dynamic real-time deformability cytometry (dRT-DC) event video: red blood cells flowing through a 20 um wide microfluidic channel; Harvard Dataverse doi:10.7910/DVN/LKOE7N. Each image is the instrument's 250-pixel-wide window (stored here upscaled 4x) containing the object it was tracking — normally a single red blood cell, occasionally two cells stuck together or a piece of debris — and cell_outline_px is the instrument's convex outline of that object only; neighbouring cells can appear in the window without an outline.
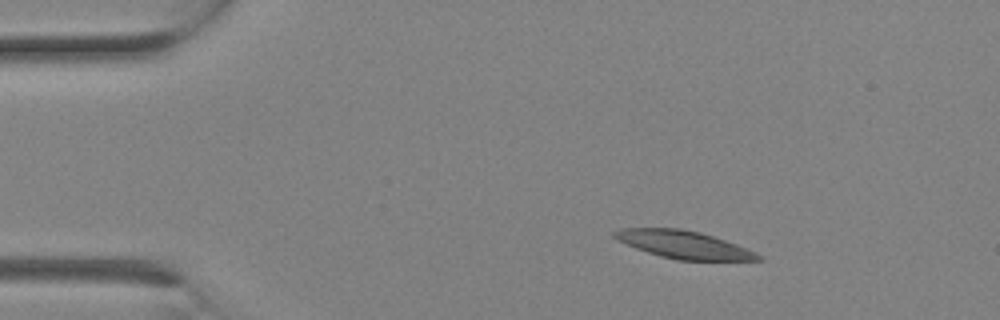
{"species": "Egyptian fruit bat (a non-hibernating species)", "species_latin": "Rousettus aegyptiacus", "temperature_condition": "room temperature", "stored_images_in_passage": 2, "camera_frame_rate_fps": 3000, "um_per_image_px": 0.085, "animal": {"sex": "female"}, "frame": {"image": 1, "passage_image": 1, "time_ms": 0.0, "image_size_px": [1000, 320], "cell_outline_px": [[764, 260], [676, 260], [660, 256], [636, 248], [616, 240], [612, 236], [612, 232], [620, 228], [680, 228], [700, 232], [736, 244], [756, 252], [764, 256]], "centroid_in_image_um": [58.1, 20.79], "position_along_channel_um": 26.9, "area_um2": 23.18}}
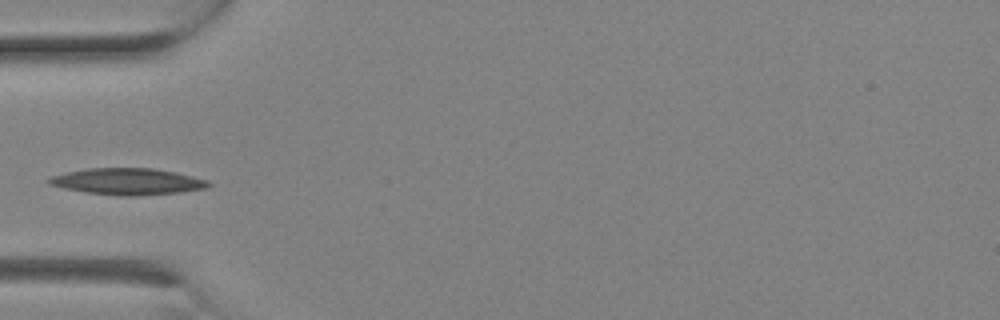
{"frame": {"image": 2, "passage_image": 2, "time_ms": 0.333, "image_size_px": [1000, 320], "cell_outline_px": [[212, 184], [208, 188], [180, 192], [136, 196], [124, 196], [84, 192], [64, 188], [48, 184], [44, 180], [48, 176], [64, 172], [84, 168], [152, 168], [176, 172], [208, 180]], "centroid_in_image_um": [10.79, 15.42], "position_along_channel_um": 74.2, "area_um2": 24.97}}